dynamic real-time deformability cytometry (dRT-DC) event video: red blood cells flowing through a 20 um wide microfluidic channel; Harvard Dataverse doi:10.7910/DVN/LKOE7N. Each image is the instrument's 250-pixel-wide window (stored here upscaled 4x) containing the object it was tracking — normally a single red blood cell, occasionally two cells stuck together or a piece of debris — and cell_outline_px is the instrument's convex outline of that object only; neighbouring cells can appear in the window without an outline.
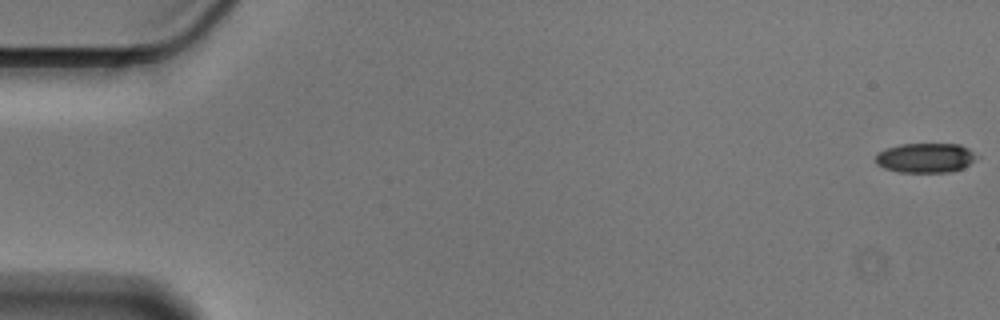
{"species": "Egyptian fruit bat (a non-hibernating species)", "species_latin": "Rousettus aegyptiacus", "temperature_condition": "cold", "stored_images_in_passage": 17, "camera_frame_rate_fps": 3000, "um_per_image_px": 0.085, "animal": {"sex": "male"}, "frame": {"image": 1, "passage_image": 1, "time_ms": 0.0, "image_size_px": [1000, 320], "cell_outline_px": [[980, 156], [968, 164], [952, 172], [900, 172], [884, 168], [876, 164], [876, 156], [884, 148], [900, 144], [960, 144], [968, 148]], "centroid_in_image_um": [78.66, 13.41], "position_along_channel_um": 6.3, "area_um2": 17.46}}
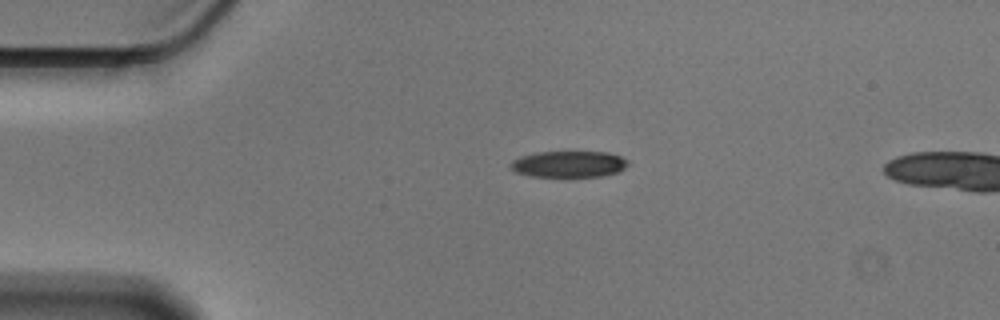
{"frame": {"image": 2, "passage_image": 13, "time_ms": 4.0, "image_size_px": [1000, 320], "cell_outline_px": [[628, 164], [624, 168], [616, 172], [604, 176], [532, 176], [516, 172], [508, 164], [512, 160], [520, 156], [536, 152], [608, 152], [620, 156], [628, 160]], "centroid_in_image_um": [48.33, 13.94], "position_along_channel_um": 36.7, "area_um2": 17.92}}